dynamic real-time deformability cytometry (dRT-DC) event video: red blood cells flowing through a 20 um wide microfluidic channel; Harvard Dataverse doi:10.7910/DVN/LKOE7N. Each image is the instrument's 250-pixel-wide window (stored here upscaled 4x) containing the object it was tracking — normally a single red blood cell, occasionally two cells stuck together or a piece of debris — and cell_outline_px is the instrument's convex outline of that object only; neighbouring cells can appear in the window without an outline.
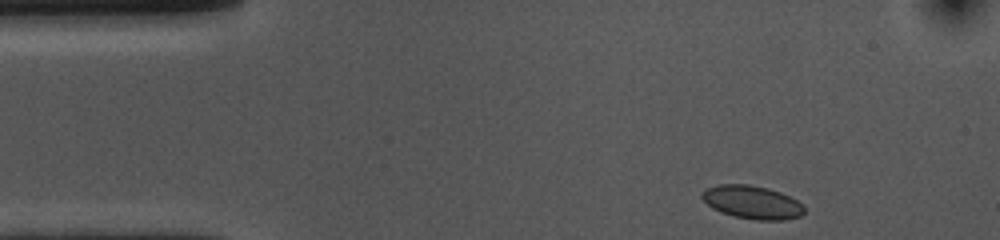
{"species": "common noctule bat (a hibernating species)", "species_latin": "Nyctalus noctula", "temperature_condition": "cold", "stored_images_in_passage": 38, "camera_frame_rate_fps": 3000, "um_per_image_px": 0.085, "animal": {"sex": "female", "body_mass_g": 10.0, "forearm_length_mm": 53.1}, "frame": {"image": 1, "passage_image": 1, "time_ms": 0.0, "image_size_px": [1000, 240], "cell_outline_px": [[804, 212], [800, 216], [784, 220], [756, 220], [736, 216], [720, 212], [712, 208], [700, 196], [708, 188], [720, 184], [748, 184], [768, 188], [780, 192], [804, 204]], "centroid_in_image_um": [63.96, 17.19], "position_along_channel_um": 21.0, "area_um2": 19.65}}
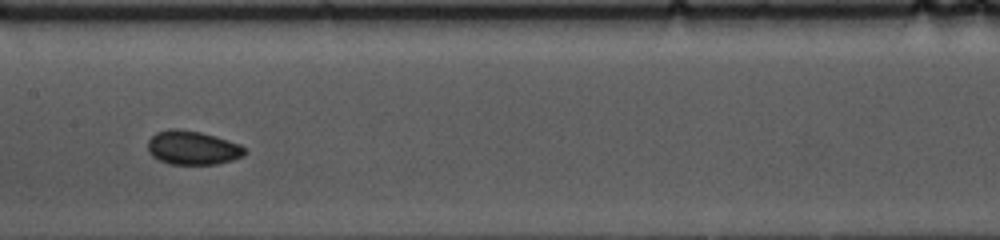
{"frame": {"image": 2, "passage_image": 20, "time_ms": 6.333, "image_size_px": [1000, 240], "cell_outline_px": [[248, 152], [244, 156], [232, 160], [216, 164], [168, 164], [152, 156], [148, 152], [148, 140], [156, 132], [168, 128], [176, 128], [200, 132], [216, 136], [240, 144]], "centroid_in_image_um": [16.37, 12.55], "position_along_channel_um": 191.0, "area_um2": 19.31}}
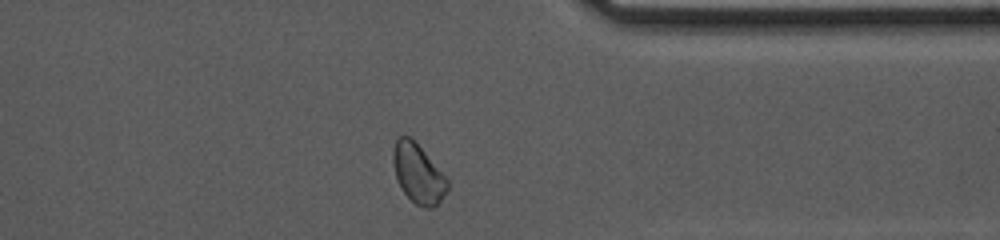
{"frame": {"image": 3, "passage_image": 36, "time_ms": 11.667, "image_size_px": [1000, 240], "cell_outline_px": [[448, 192], [432, 208], [424, 208], [416, 204], [400, 188], [396, 180], [392, 160], [392, 152], [396, 140], [400, 136], [412, 136], [448, 180]], "centroid_in_image_um": [35.52, 14.73], "position_along_channel_um": 375.9, "area_um2": 18.84}, "authors_computed_cell_mechanics": {"area_um2": 18.9873, "velocity_mm_per_s": 3.6435, "shape_relaxation_time_tau1_ms": 3.2733, "shape_relaxation_time_tau2_ms": 1.4084, "deformation_change_tau1": 0.0424, "deformation_change_tau2": 0.0465}}